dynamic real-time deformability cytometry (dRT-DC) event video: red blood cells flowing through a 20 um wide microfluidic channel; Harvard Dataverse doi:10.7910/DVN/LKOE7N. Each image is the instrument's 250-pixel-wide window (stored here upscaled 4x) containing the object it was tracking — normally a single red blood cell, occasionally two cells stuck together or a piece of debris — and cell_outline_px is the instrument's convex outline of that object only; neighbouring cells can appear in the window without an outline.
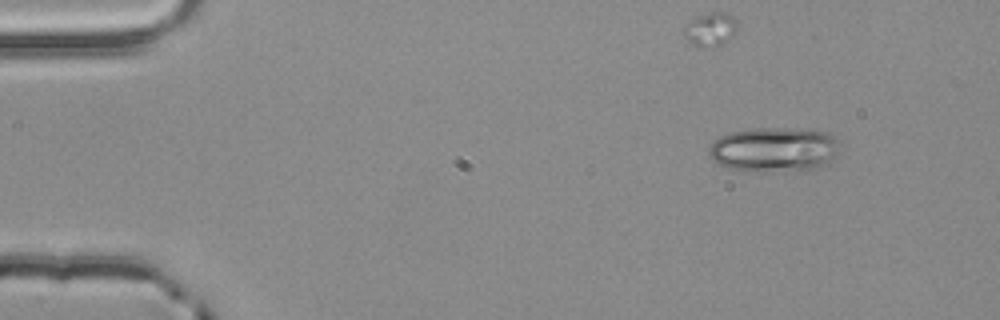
{"species": "common noctule bat (a hibernating species)", "species_latin": "Nyctalus noctula", "temperature_condition": "room temperature", "stored_images_in_passage": 49, "camera_frame_rate_fps": 3000, "um_per_image_px": 0.085, "animal": {"sex": "male", "body_mass_g": 20.4}, "frame": {"image": 1, "passage_image": 1, "time_ms": 0.0, "image_size_px": [1000, 320], "cell_outline_px": [[840, 152], [836, 156], [812, 172], [756, 172], [728, 168], [712, 160], [708, 152], [708, 148], [720, 136], [732, 132], [756, 128], [788, 128], [828, 132], [840, 144]], "centroid_in_image_um": [65.84, 12.75], "position_along_channel_um": 19.2, "area_um2": 34.74}}
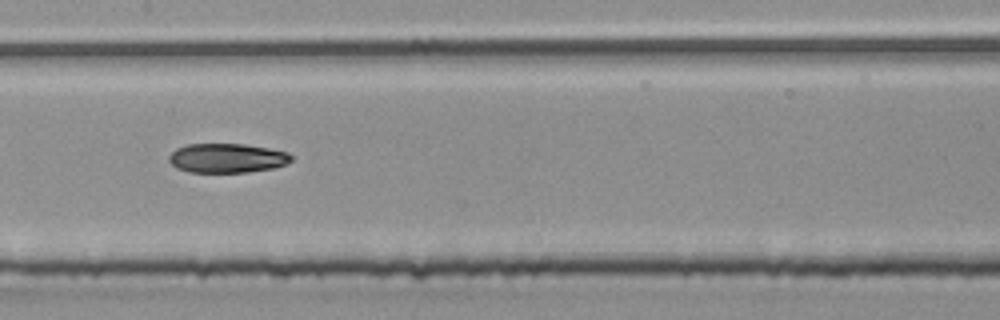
{"frame": {"image": 2, "passage_image": 22, "time_ms": 7.0, "image_size_px": [1000, 320], "cell_outline_px": [[292, 160], [284, 164], [272, 168], [248, 172], [188, 172], [176, 168], [168, 160], [168, 156], [176, 148], [188, 144], [244, 144], [268, 148], [288, 152], [292, 156]], "centroid_in_image_um": [19.27, 13.43], "position_along_channel_um": 188.1, "area_um2": 20.87}}
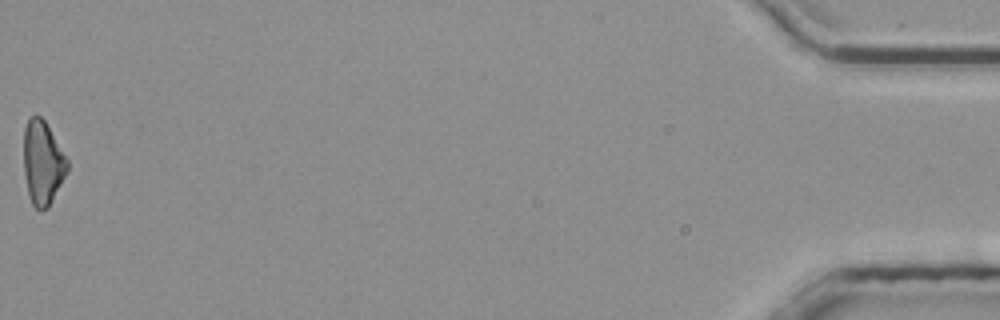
{"frame": {"image": 3, "passage_image": 49, "time_ms": 16.0, "image_size_px": [1000, 320], "cell_outline_px": [[68, 168], [48, 208], [36, 208], [32, 204], [28, 192], [24, 172], [24, 128], [28, 120], [32, 116], [40, 116], [44, 120], [68, 160]], "centroid_in_image_um": [3.61, 13.82], "position_along_channel_um": 431.6, "area_um2": 20.75}}